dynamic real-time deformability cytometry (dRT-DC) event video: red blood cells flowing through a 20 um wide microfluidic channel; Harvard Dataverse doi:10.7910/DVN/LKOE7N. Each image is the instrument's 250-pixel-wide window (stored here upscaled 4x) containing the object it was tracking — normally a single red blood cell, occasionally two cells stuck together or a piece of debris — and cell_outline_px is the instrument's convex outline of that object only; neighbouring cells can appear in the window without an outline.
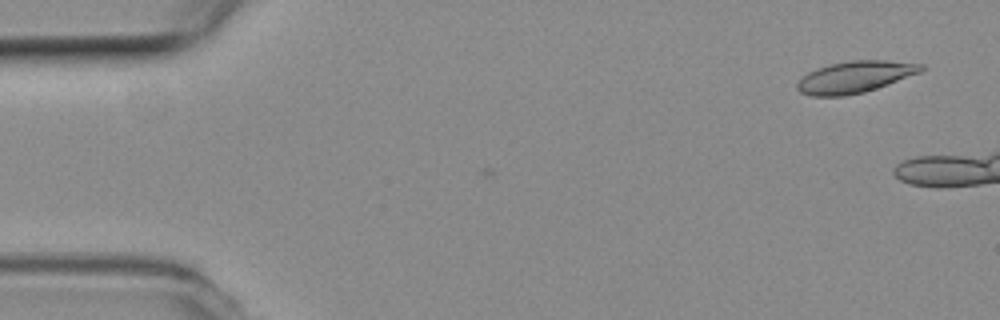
{"species": "common noctule bat (a hibernating species)", "species_latin": "Nyctalus noctula", "temperature_condition": "room temperature", "stored_images_in_passage": 9, "camera_frame_rate_fps": 3000, "um_per_image_px": 0.085, "animal": {"sex": "female", "body_mass_g": 19.3, "forearm_length_mm": 54.1}, "frame": {"image": 1, "passage_image": 1, "time_ms": 0.0, "image_size_px": [1000, 320], "cell_outline_px": [[924, 68], [920, 72], [888, 84], [864, 92], [844, 96], [812, 96], [800, 92], [796, 88], [796, 84], [808, 72], [832, 64], [852, 60], [884, 60], [924, 64]], "centroid_in_image_um": [72.67, 6.55], "position_along_channel_um": 12.3, "area_um2": 22.54}}